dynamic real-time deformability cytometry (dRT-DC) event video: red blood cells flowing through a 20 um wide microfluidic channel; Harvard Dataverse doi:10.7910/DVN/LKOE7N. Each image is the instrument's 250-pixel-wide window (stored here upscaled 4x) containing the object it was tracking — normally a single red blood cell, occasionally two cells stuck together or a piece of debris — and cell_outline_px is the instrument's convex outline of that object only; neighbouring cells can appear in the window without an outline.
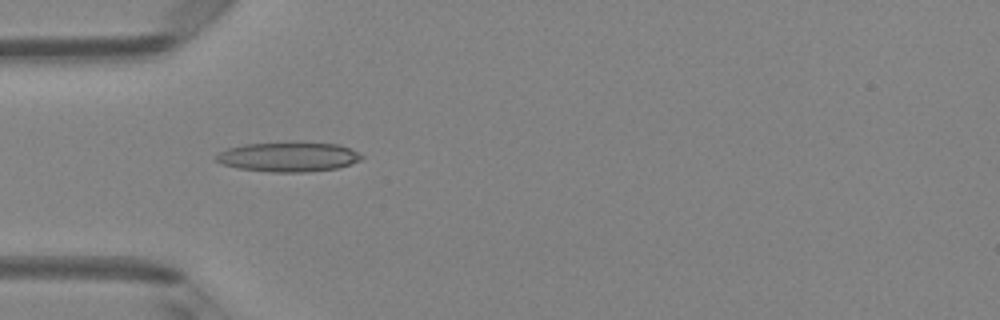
{"species": "Egyptian fruit bat (a non-hibernating species)", "species_latin": "Rousettus aegyptiacus", "temperature_condition": "room temperature", "stored_images_in_passage": 6, "camera_frame_rate_fps": 3000, "um_per_image_px": 0.085, "animal": {"sex": "female"}, "frame": {"image": 1, "passage_image": 4, "time_ms": 1.0, "image_size_px": [1000, 320], "cell_outline_px": [[364, 156], [360, 160], [336, 168], [308, 172], [272, 172], [236, 168], [224, 164], [216, 160], [216, 156], [220, 152], [228, 148], [244, 144], [336, 144], [352, 148]], "centroid_in_image_um": [24.52, 13.36], "position_along_channel_um": 60.5, "area_um2": 24.33}}
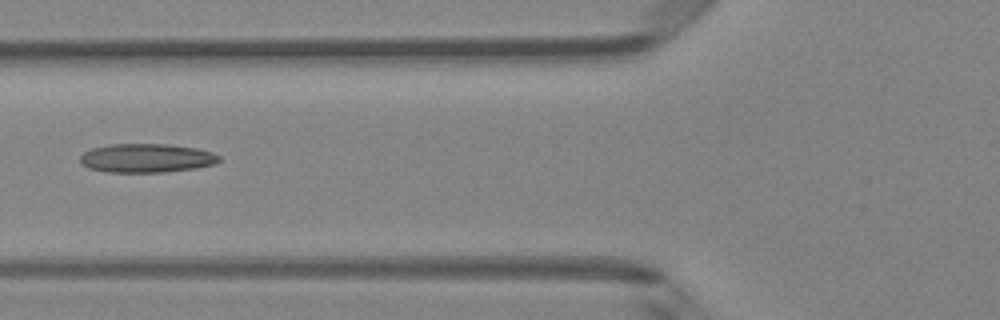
{"frame": {"image": 2, "passage_image": 5, "time_ms": 1.333, "image_size_px": [1000, 320], "cell_outline_px": [[220, 160], [216, 164], [196, 168], [164, 172], [108, 172], [88, 168], [80, 164], [80, 156], [84, 152], [92, 148], [108, 144], [168, 144], [196, 148], [212, 152], [220, 156]], "centroid_in_image_um": [12.45, 13.44], "position_along_channel_um": 113.4, "area_um2": 23.52}}
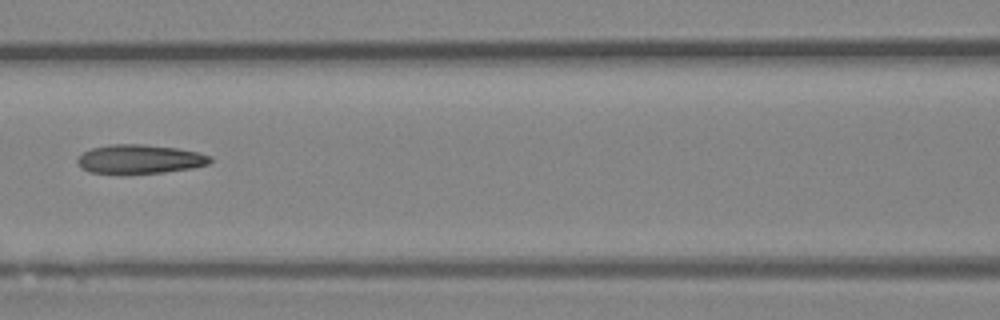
{"frame": {"image": 3, "passage_image": 6, "time_ms": 1.667, "image_size_px": [1000, 320], "cell_outline_px": [[212, 160], [208, 164], [192, 168], [164, 172], [88, 172], [76, 160], [84, 152], [92, 148], [108, 144], [144, 144], [176, 148], [196, 152], [212, 156]], "centroid_in_image_um": [11.92, 13.5], "position_along_channel_um": 154.7, "area_um2": 21.85}}